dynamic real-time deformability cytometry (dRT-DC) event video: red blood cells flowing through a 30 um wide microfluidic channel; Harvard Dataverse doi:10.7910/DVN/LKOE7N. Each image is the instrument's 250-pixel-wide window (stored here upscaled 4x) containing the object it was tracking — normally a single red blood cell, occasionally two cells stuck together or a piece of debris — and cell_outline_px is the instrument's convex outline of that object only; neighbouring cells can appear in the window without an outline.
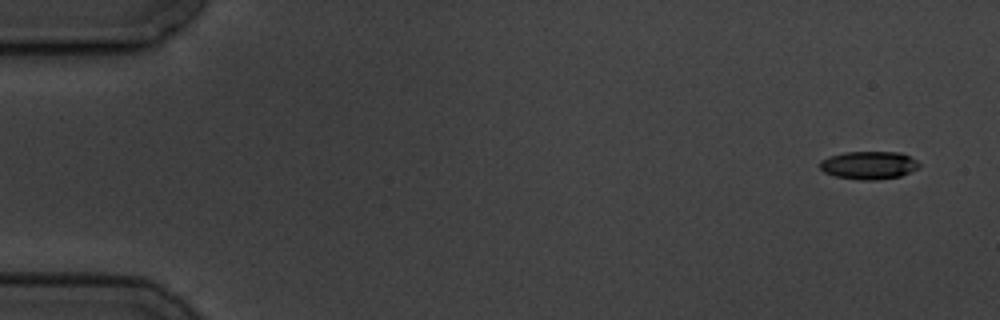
{"species": "common noctule bat (a hibernating species)", "species_latin": "Nyctalus noctula", "temperature_condition": "cold", "stored_images_in_passage": 4, "camera_frame_rate_fps": 3000, "um_per_image_px": 0.085, "animal": {"sex": "male", "body_mass_g": 19.5, "forearm_length_mm": 54.6}, "frame": {"image": 1, "passage_image": 1, "time_ms": 0.0, "image_size_px": [1000, 320], "cell_outline_px": [[920, 164], [916, 168], [900, 176], [876, 180], [860, 180], [836, 176], [824, 172], [820, 168], [820, 160], [828, 156], [844, 152], [900, 152], [916, 160]], "centroid_in_image_um": [73.8, 14.03], "position_along_channel_um": 11.2, "area_um2": 16.07}}
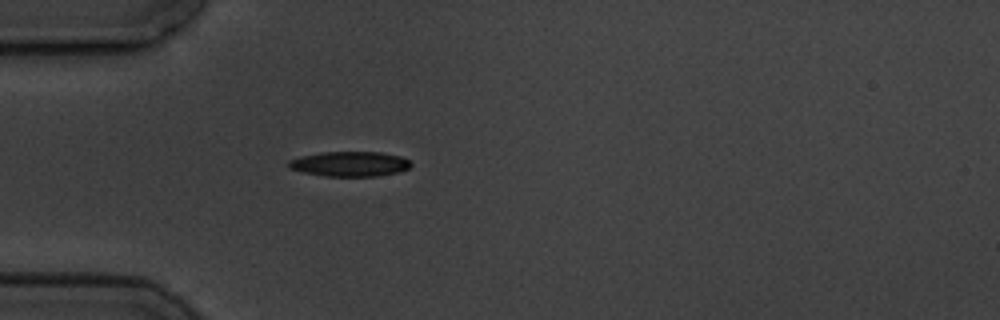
{"frame": {"image": 2, "passage_image": 4, "time_ms": 4.667, "image_size_px": [1000, 320], "cell_outline_px": [[412, 164], [408, 168], [400, 172], [376, 176], [324, 176], [304, 172], [288, 168], [288, 160], [300, 156], [320, 152], [380, 152], [400, 156], [408, 160]], "centroid_in_image_um": [29.71, 13.93], "position_along_channel_um": 55.3, "area_um2": 17.8}}